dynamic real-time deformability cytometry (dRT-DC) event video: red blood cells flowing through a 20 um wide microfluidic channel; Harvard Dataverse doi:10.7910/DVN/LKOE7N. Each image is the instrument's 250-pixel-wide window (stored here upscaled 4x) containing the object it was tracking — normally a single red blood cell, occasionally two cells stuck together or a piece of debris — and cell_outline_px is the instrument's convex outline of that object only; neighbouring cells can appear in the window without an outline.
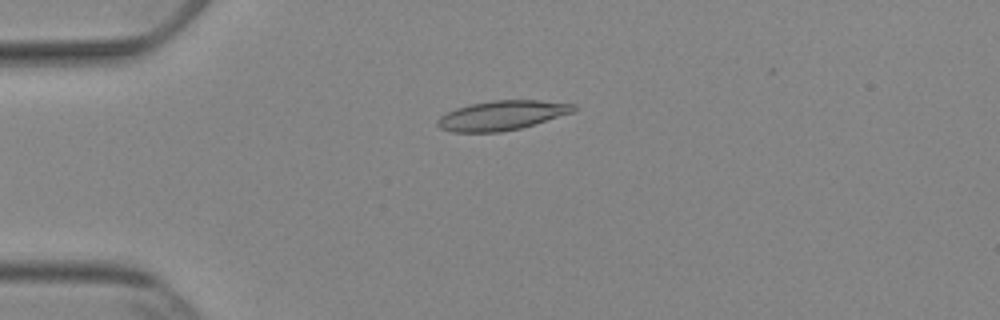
{"species": "Egyptian fruit bat (a non-hibernating species)", "species_latin": "Rousettus aegyptiacus", "temperature_condition": "cold", "stored_images_in_passage": 44, "camera_frame_rate_fps": 3000, "um_per_image_px": 0.085, "animal": {"sex": "female"}, "frame": {"image": 1, "passage_image": 10, "time_ms": 3.0, "image_size_px": [1000, 320], "cell_outline_px": [[576, 112], [520, 128], [500, 132], [452, 132], [440, 128], [436, 124], [436, 120], [440, 116], [456, 108], [472, 104], [492, 100], [540, 100], [576, 104]], "centroid_in_image_um": [42.69, 9.8], "position_along_channel_um": 42.3, "area_um2": 23.47}}
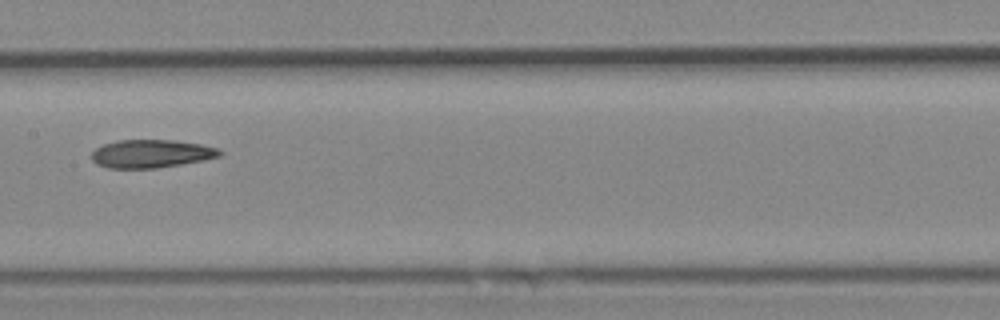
{"frame": {"image": 2, "passage_image": 24, "time_ms": 7.667, "image_size_px": [1000, 320], "cell_outline_px": [[224, 152], [220, 156], [204, 160], [156, 168], [108, 168], [96, 164], [92, 160], [92, 152], [96, 148], [104, 144], [116, 140], [176, 140], [200, 144], [216, 148]], "centroid_in_image_um": [12.84, 13.06], "position_along_channel_um": 194.6, "area_um2": 20.98}}
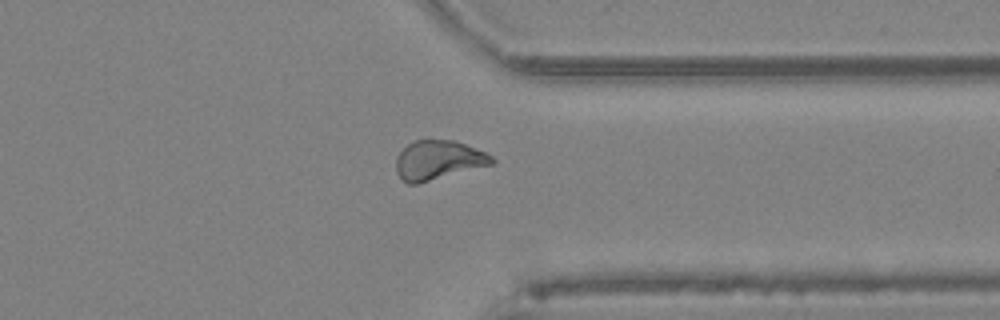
{"frame": {"image": 3, "passage_image": 38, "time_ms": 12.333, "image_size_px": [1000, 320], "cell_outline_px": [[496, 164], [416, 184], [408, 184], [396, 172], [396, 156], [408, 144], [416, 140], [452, 140], [464, 144], [484, 152], [492, 156], [496, 160]], "centroid_in_image_um": [37.27, 13.62], "position_along_channel_um": 374.1, "area_um2": 21.85}}